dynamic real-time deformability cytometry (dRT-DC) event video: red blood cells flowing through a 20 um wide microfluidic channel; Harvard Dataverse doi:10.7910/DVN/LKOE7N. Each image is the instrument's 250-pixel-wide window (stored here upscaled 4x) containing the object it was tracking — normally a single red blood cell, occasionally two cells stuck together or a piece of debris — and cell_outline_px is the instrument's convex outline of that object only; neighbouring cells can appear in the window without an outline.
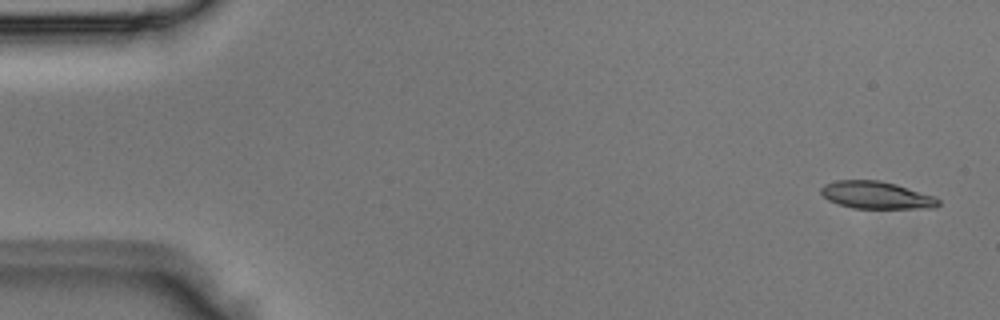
{"species": "Egyptian fruit bat (a non-hibernating species)", "species_latin": "Rousettus aegyptiacus", "temperature_condition": "room temperature", "stored_images_in_passage": 4, "segment_of_instrument_passage": [2, 2], "camera_frame_rate_fps": 3000, "um_per_image_px": 0.085, "animal": {"sex": "male"}, "frame": {"image": 1, "passage_image": 4, "time_ms": 1.0, "image_size_px": [1000, 320], "cell_outline_px": [[940, 204], [936, 208], [852, 208], [828, 200], [820, 192], [820, 188], [824, 184], [836, 180], [880, 180], [896, 184], [936, 196], [940, 200]], "centroid_in_image_um": [74.52, 16.58], "position_along_channel_um": 10.5, "area_um2": 18.84}}